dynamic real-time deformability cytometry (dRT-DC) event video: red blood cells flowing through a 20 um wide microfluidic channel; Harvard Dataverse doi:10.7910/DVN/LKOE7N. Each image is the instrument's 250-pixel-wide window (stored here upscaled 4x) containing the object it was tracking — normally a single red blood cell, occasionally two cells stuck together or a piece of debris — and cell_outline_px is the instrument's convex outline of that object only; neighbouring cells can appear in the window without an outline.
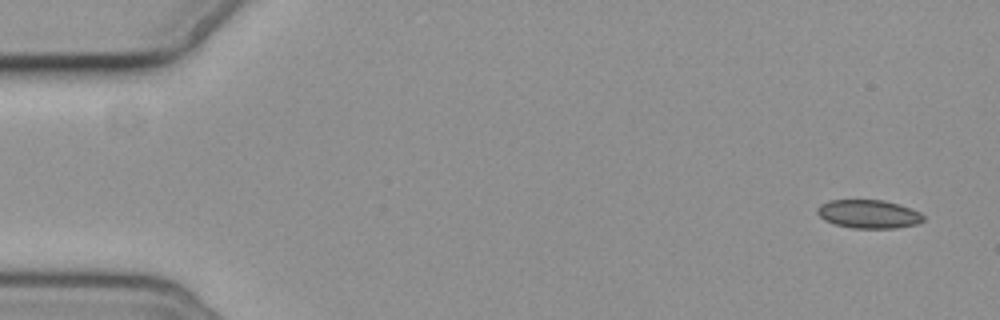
{"species": "common noctule bat (a hibernating species)", "species_latin": "Nyctalus noctula", "temperature_condition": "cold", "stored_images_in_passage": 4, "camera_frame_rate_fps": 3000, "um_per_image_px": 0.085, "animal": {"sex": "female", "body_mass_g": 19.3, "forearm_length_mm": 54.1}, "frame": {"image": 1, "passage_image": 1, "time_ms": 0.0, "image_size_px": [1000, 320], "cell_outline_px": [[924, 220], [916, 224], [896, 228], [852, 228], [836, 224], [824, 220], [816, 212], [816, 208], [820, 204], [828, 200], [884, 200], [900, 204], [912, 208], [920, 212], [924, 216]], "centroid_in_image_um": [73.83, 18.18], "position_along_channel_um": 11.2, "area_um2": 17.74}}
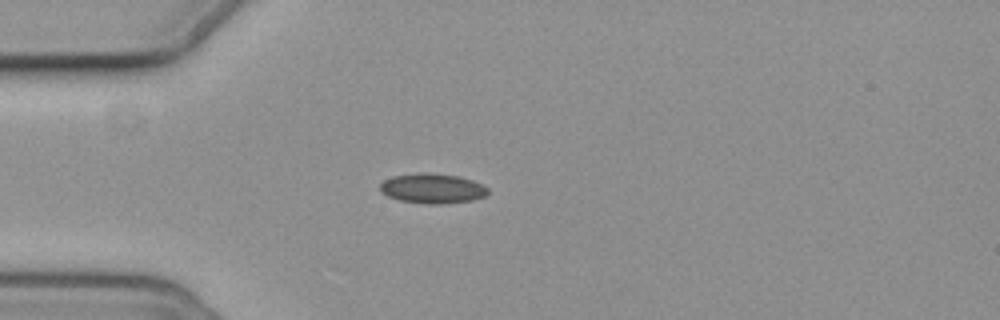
{"frame": {"image": 2, "passage_image": 4, "time_ms": 4.333, "image_size_px": [1000, 320], "cell_outline_px": [[488, 196], [472, 200], [440, 204], [424, 204], [400, 200], [388, 196], [380, 192], [380, 184], [384, 180], [392, 176], [420, 172], [424, 172], [456, 176], [472, 180], [488, 188]], "centroid_in_image_um": [36.74, 16.02], "position_along_channel_um": 48.3, "area_um2": 18.79}}